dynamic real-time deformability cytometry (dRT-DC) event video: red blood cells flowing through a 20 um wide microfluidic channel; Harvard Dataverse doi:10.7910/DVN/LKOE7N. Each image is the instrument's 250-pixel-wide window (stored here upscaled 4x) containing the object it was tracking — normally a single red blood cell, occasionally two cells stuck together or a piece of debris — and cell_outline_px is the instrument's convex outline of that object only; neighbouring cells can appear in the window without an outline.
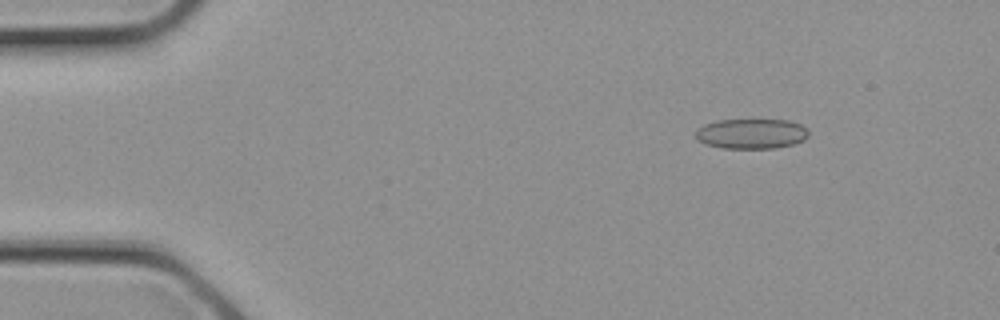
{"species": "common noctule bat (a hibernating species)", "species_latin": "Nyctalus noctula", "temperature_condition": "cold", "stored_images_in_passage": 14, "camera_frame_rate_fps": 3000, "um_per_image_px": 0.085, "animal": {"sex": "female", "body_mass_g": 21.9}, "frame": {"image": 1, "passage_image": 4, "time_ms": 1.0, "image_size_px": [1000, 320], "cell_outline_px": [[808, 136], [804, 140], [792, 144], [776, 148], [724, 148], [704, 144], [696, 140], [696, 132], [704, 124], [716, 120], [788, 120], [800, 124], [808, 128]], "centroid_in_image_um": [63.87, 11.36], "position_along_channel_um": 21.1, "area_um2": 19.83}}
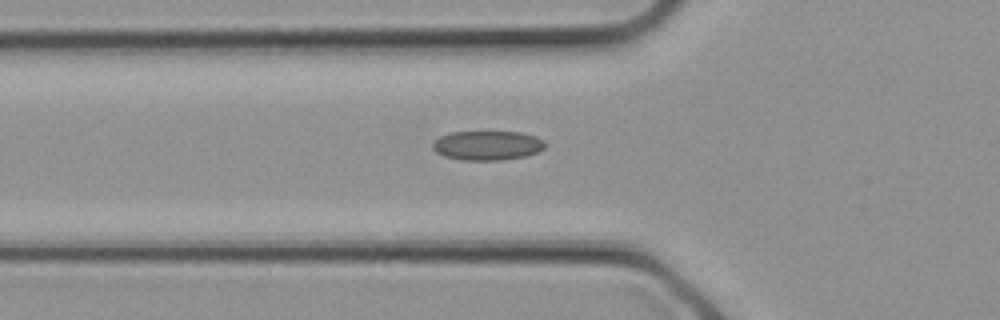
{"frame": {"image": 2, "passage_image": 10, "time_ms": 3.0, "image_size_px": [1000, 320], "cell_outline_px": [[544, 148], [536, 152], [524, 156], [500, 160], [460, 160], [444, 156], [436, 152], [432, 148], [432, 144], [440, 136], [448, 132], [520, 132], [536, 136], [544, 140]], "centroid_in_image_um": [41.4, 12.36], "position_along_channel_um": 84.4, "area_um2": 19.19}}
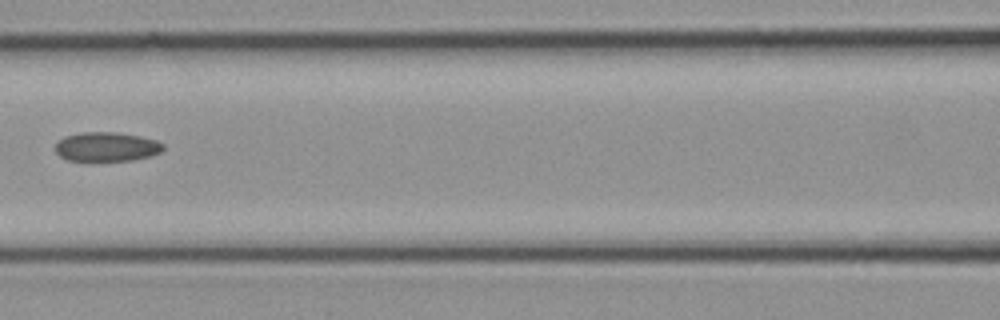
{"frame": {"image": 3, "passage_image": 13, "time_ms": 4.0, "image_size_px": [1000, 320], "cell_outline_px": [[164, 148], [160, 152], [148, 156], [132, 160], [88, 164], [68, 160], [60, 156], [56, 152], [56, 144], [64, 136], [80, 132], [116, 132], [140, 136], [156, 140], [164, 144]], "centroid_in_image_um": [9.02, 12.52], "position_along_channel_um": 157.6, "area_um2": 19.13}}